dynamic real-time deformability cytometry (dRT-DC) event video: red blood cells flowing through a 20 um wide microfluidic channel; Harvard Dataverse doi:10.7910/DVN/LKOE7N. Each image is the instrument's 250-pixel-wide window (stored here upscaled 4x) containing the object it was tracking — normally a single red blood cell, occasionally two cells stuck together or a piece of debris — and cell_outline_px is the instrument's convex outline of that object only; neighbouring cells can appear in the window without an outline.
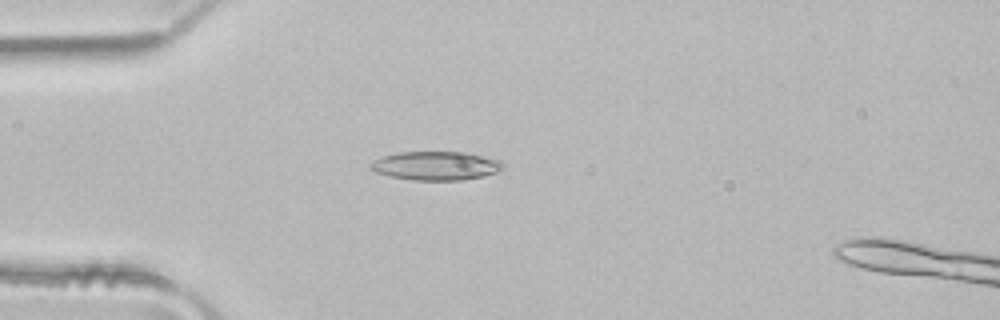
{"species": "common noctule bat (a hibernating species)", "species_latin": "Nyctalus noctula", "temperature_condition": "room temperature", "stored_images_in_passage": 3, "camera_frame_rate_fps": 3000, "um_per_image_px": 0.085, "animal": {"sex": "male", "body_mass_g": 21.5, "forearm_length_mm": 52.0}, "frame": {"image": 1, "passage_image": 3, "time_ms": 0.667, "image_size_px": [1000, 320], "cell_outline_px": [[504, 168], [496, 172], [484, 176], [464, 180], [412, 180], [392, 176], [376, 172], [368, 168], [368, 164], [380, 156], [396, 152], [464, 152], [500, 160], [504, 164]], "centroid_in_image_um": [37.02, 14.08], "position_along_channel_um": 48.0, "area_um2": 22.31}}